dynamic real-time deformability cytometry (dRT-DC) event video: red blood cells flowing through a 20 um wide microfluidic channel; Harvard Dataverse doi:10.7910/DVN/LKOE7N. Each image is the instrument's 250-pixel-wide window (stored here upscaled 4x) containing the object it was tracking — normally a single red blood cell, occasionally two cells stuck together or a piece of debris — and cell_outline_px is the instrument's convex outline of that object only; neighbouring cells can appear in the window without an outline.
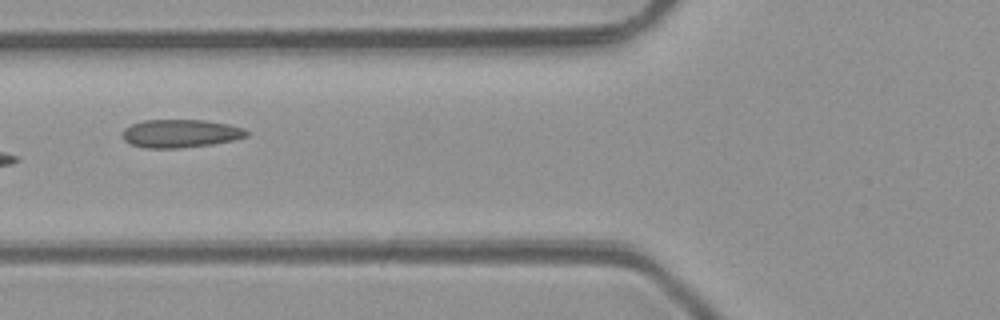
{"species": "common noctule bat (a hibernating species)", "species_latin": "Nyctalus noctula", "temperature_condition": "room temperature", "stored_images_in_passage": 8, "camera_frame_rate_fps": 3000, "um_per_image_px": 0.085, "animal": {"sex": "male", "body_mass_g": 23.1, "forearm_length_mm": 52.7}, "frame": {"image": 1, "passage_image": 6, "time_ms": 6.667, "image_size_px": [1000, 320], "cell_outline_px": [[248, 136], [232, 140], [212, 144], [176, 148], [148, 148], [132, 144], [124, 140], [124, 128], [132, 124], [144, 120], [204, 120], [228, 124], [244, 128], [248, 132]], "centroid_in_image_um": [15.36, 11.34], "position_along_channel_um": 110.4, "area_um2": 20.11}}
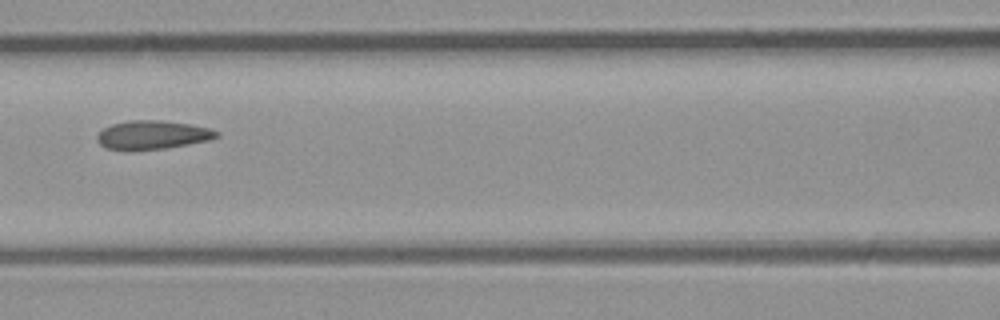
{"frame": {"image": 2, "passage_image": 7, "time_ms": 7.667, "image_size_px": [1000, 320], "cell_outline_px": [[220, 136], [208, 140], [188, 144], [164, 148], [108, 148], [100, 144], [96, 140], [96, 136], [104, 128], [112, 124], [128, 120], [164, 120], [188, 124], [208, 128], [220, 132]], "centroid_in_image_um": [12.99, 11.43], "position_along_channel_um": 153.6, "area_um2": 19.36}}
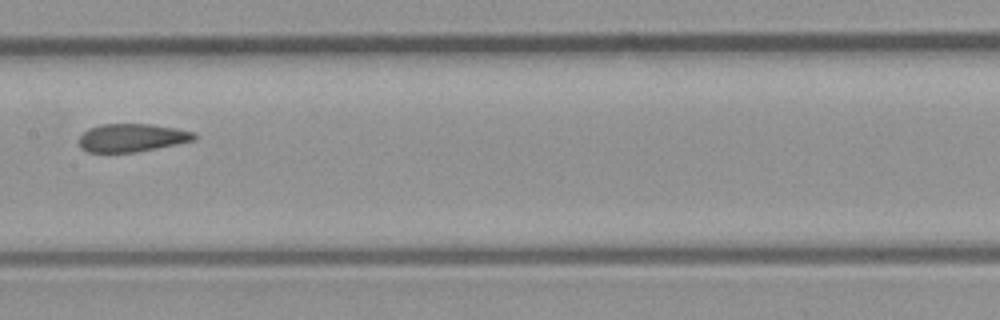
{"frame": {"image": 3, "passage_image": 8, "time_ms": 8.667, "image_size_px": [1000, 320], "cell_outline_px": [[196, 140], [136, 152], [88, 152], [80, 148], [80, 136], [88, 128], [100, 124], [152, 124], [176, 128], [196, 132]], "centroid_in_image_um": [11.23, 11.7], "position_along_channel_um": 196.2, "area_um2": 18.9}}